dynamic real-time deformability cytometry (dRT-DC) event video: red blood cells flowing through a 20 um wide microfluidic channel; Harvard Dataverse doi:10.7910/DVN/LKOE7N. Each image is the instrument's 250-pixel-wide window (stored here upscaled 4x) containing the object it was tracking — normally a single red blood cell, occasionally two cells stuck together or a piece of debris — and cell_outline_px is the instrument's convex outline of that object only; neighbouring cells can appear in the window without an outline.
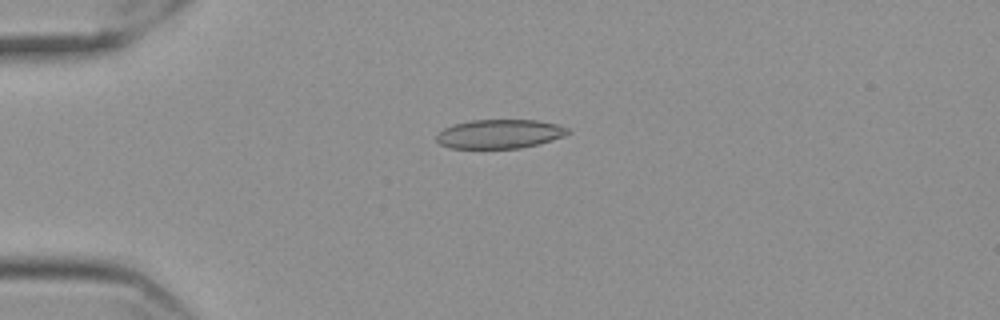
{"species": "Egyptian fruit bat (a non-hibernating species)", "species_latin": "Rousettus aegyptiacus", "temperature_condition": "cold", "stored_images_in_passage": 58, "camera_frame_rate_fps": 3000, "um_per_image_px": 0.085, "frame": {"image": 1, "passage_image": 15, "time_ms": 4.667, "image_size_px": [1000, 320], "cell_outline_px": [[572, 132], [564, 136], [552, 140], [520, 148], [448, 148], [440, 144], [436, 140], [436, 136], [444, 128], [452, 124], [472, 120], [536, 120], [556, 124], [572, 128]], "centroid_in_image_um": [42.49, 11.38], "position_along_channel_um": 42.5, "area_um2": 22.31}}
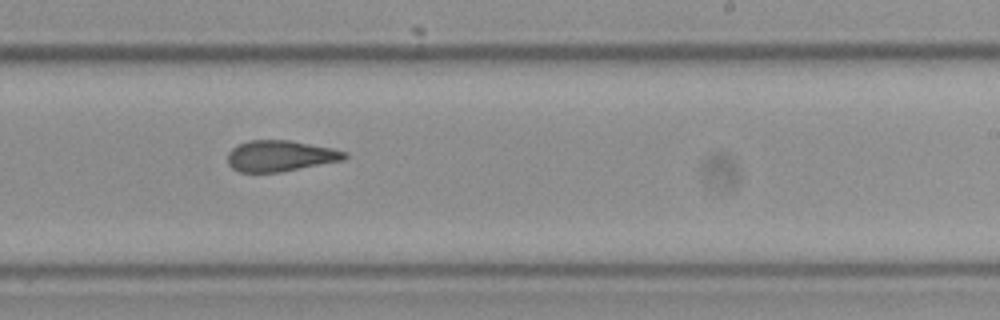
{"frame": {"image": 2, "passage_image": 36, "time_ms": 11.667, "image_size_px": [1000, 320], "cell_outline_px": [[348, 156], [344, 160], [280, 172], [240, 172], [232, 168], [228, 164], [228, 152], [236, 144], [248, 140], [288, 140], [332, 148], [348, 152]], "centroid_in_image_um": [23.81, 13.25], "position_along_channel_um": 265.2, "area_um2": 21.21}}
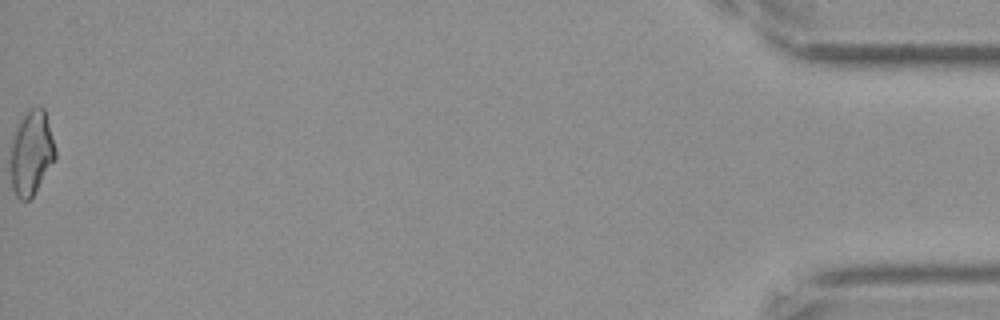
{"frame": {"image": 3, "passage_image": 58, "time_ms": 19.0, "image_size_px": [1000, 320], "cell_outline_px": [[56, 156], [32, 196], [28, 200], [20, 200], [16, 196], [12, 188], [12, 136], [20, 120], [32, 108], [40, 104], [44, 108], [56, 148]], "centroid_in_image_um": [2.68, 12.96], "position_along_channel_um": 432.5, "area_um2": 21.5}, "authors_computed_cell_mechanics": {"area_um2": 21.7906, "velocity_mm_per_s": 3.5777, "shape_relaxation_time_tau1_ms": null, "shape_relaxation_time_tau2_ms": 3.4088, "deformation_change_tau1": null, "deformation_change_tau2": 0.1056}}